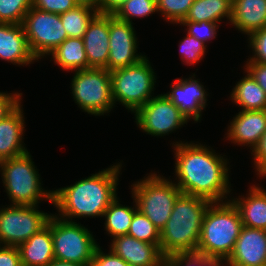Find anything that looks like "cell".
Returning a JSON list of instances; mask_svg holds the SVG:
<instances>
[{
	"label": "cell",
	"mask_w": 266,
	"mask_h": 266,
	"mask_svg": "<svg viewBox=\"0 0 266 266\" xmlns=\"http://www.w3.org/2000/svg\"><path fill=\"white\" fill-rule=\"evenodd\" d=\"M173 147L176 157L175 179L178 178L175 184L182 193L199 196L210 202L228 200L231 184L227 158L215 154V150L201 143L181 141L173 143Z\"/></svg>",
	"instance_id": "1"
},
{
	"label": "cell",
	"mask_w": 266,
	"mask_h": 266,
	"mask_svg": "<svg viewBox=\"0 0 266 266\" xmlns=\"http://www.w3.org/2000/svg\"><path fill=\"white\" fill-rule=\"evenodd\" d=\"M122 164L118 163L75 184L53 191V204L60 218L72 221L80 217H103L117 197V185Z\"/></svg>",
	"instance_id": "2"
},
{
	"label": "cell",
	"mask_w": 266,
	"mask_h": 266,
	"mask_svg": "<svg viewBox=\"0 0 266 266\" xmlns=\"http://www.w3.org/2000/svg\"><path fill=\"white\" fill-rule=\"evenodd\" d=\"M207 199L181 193L175 201L170 218L160 231V251L167 258L172 254L196 252Z\"/></svg>",
	"instance_id": "3"
},
{
	"label": "cell",
	"mask_w": 266,
	"mask_h": 266,
	"mask_svg": "<svg viewBox=\"0 0 266 266\" xmlns=\"http://www.w3.org/2000/svg\"><path fill=\"white\" fill-rule=\"evenodd\" d=\"M226 201L212 202L205 212L196 250L203 256L227 260L233 252L243 224L238 208Z\"/></svg>",
	"instance_id": "4"
},
{
	"label": "cell",
	"mask_w": 266,
	"mask_h": 266,
	"mask_svg": "<svg viewBox=\"0 0 266 266\" xmlns=\"http://www.w3.org/2000/svg\"><path fill=\"white\" fill-rule=\"evenodd\" d=\"M30 152L0 162L2 181L12 205H38L43 199L53 204V191L41 187ZM36 168V169H35Z\"/></svg>",
	"instance_id": "5"
},
{
	"label": "cell",
	"mask_w": 266,
	"mask_h": 266,
	"mask_svg": "<svg viewBox=\"0 0 266 266\" xmlns=\"http://www.w3.org/2000/svg\"><path fill=\"white\" fill-rule=\"evenodd\" d=\"M141 180L131 185L132 198L135 199L138 210L161 231L182 192L175 182L160 174L151 173Z\"/></svg>",
	"instance_id": "6"
},
{
	"label": "cell",
	"mask_w": 266,
	"mask_h": 266,
	"mask_svg": "<svg viewBox=\"0 0 266 266\" xmlns=\"http://www.w3.org/2000/svg\"><path fill=\"white\" fill-rule=\"evenodd\" d=\"M113 102H121L126 109L135 113L153 95L156 83L155 72L146 58L128 67L110 72Z\"/></svg>",
	"instance_id": "7"
},
{
	"label": "cell",
	"mask_w": 266,
	"mask_h": 266,
	"mask_svg": "<svg viewBox=\"0 0 266 266\" xmlns=\"http://www.w3.org/2000/svg\"><path fill=\"white\" fill-rule=\"evenodd\" d=\"M47 225L51 228L55 259L90 264L99 244L88 228L53 214Z\"/></svg>",
	"instance_id": "8"
},
{
	"label": "cell",
	"mask_w": 266,
	"mask_h": 266,
	"mask_svg": "<svg viewBox=\"0 0 266 266\" xmlns=\"http://www.w3.org/2000/svg\"><path fill=\"white\" fill-rule=\"evenodd\" d=\"M71 87L75 103L88 114L104 116L114 108L111 75L105 68L76 70Z\"/></svg>",
	"instance_id": "9"
},
{
	"label": "cell",
	"mask_w": 266,
	"mask_h": 266,
	"mask_svg": "<svg viewBox=\"0 0 266 266\" xmlns=\"http://www.w3.org/2000/svg\"><path fill=\"white\" fill-rule=\"evenodd\" d=\"M38 205H8L0 209V245L18 247L45 228L52 214Z\"/></svg>",
	"instance_id": "10"
},
{
	"label": "cell",
	"mask_w": 266,
	"mask_h": 266,
	"mask_svg": "<svg viewBox=\"0 0 266 266\" xmlns=\"http://www.w3.org/2000/svg\"><path fill=\"white\" fill-rule=\"evenodd\" d=\"M23 27L32 55L36 60L46 57L66 38L60 14L45 12L31 7L26 13Z\"/></svg>",
	"instance_id": "11"
},
{
	"label": "cell",
	"mask_w": 266,
	"mask_h": 266,
	"mask_svg": "<svg viewBox=\"0 0 266 266\" xmlns=\"http://www.w3.org/2000/svg\"><path fill=\"white\" fill-rule=\"evenodd\" d=\"M134 114L137 126L152 136L162 137L189 121L164 94L152 97Z\"/></svg>",
	"instance_id": "12"
},
{
	"label": "cell",
	"mask_w": 266,
	"mask_h": 266,
	"mask_svg": "<svg viewBox=\"0 0 266 266\" xmlns=\"http://www.w3.org/2000/svg\"><path fill=\"white\" fill-rule=\"evenodd\" d=\"M132 24L109 15V58L108 71L124 68L138 63L145 55L137 52V37Z\"/></svg>",
	"instance_id": "13"
},
{
	"label": "cell",
	"mask_w": 266,
	"mask_h": 266,
	"mask_svg": "<svg viewBox=\"0 0 266 266\" xmlns=\"http://www.w3.org/2000/svg\"><path fill=\"white\" fill-rule=\"evenodd\" d=\"M228 266H266V230L243 226Z\"/></svg>",
	"instance_id": "14"
},
{
	"label": "cell",
	"mask_w": 266,
	"mask_h": 266,
	"mask_svg": "<svg viewBox=\"0 0 266 266\" xmlns=\"http://www.w3.org/2000/svg\"><path fill=\"white\" fill-rule=\"evenodd\" d=\"M177 79L170 86L171 92L164 94L190 120L198 122L206 107L208 96L204 86L195 77Z\"/></svg>",
	"instance_id": "15"
},
{
	"label": "cell",
	"mask_w": 266,
	"mask_h": 266,
	"mask_svg": "<svg viewBox=\"0 0 266 266\" xmlns=\"http://www.w3.org/2000/svg\"><path fill=\"white\" fill-rule=\"evenodd\" d=\"M227 131L229 141L249 146L253 151L266 131V110L239 111Z\"/></svg>",
	"instance_id": "16"
},
{
	"label": "cell",
	"mask_w": 266,
	"mask_h": 266,
	"mask_svg": "<svg viewBox=\"0 0 266 266\" xmlns=\"http://www.w3.org/2000/svg\"><path fill=\"white\" fill-rule=\"evenodd\" d=\"M110 250L130 266H158L165 259L156 244L141 241L129 235L114 237Z\"/></svg>",
	"instance_id": "17"
},
{
	"label": "cell",
	"mask_w": 266,
	"mask_h": 266,
	"mask_svg": "<svg viewBox=\"0 0 266 266\" xmlns=\"http://www.w3.org/2000/svg\"><path fill=\"white\" fill-rule=\"evenodd\" d=\"M89 68H105L109 58V15L97 14L83 36Z\"/></svg>",
	"instance_id": "18"
},
{
	"label": "cell",
	"mask_w": 266,
	"mask_h": 266,
	"mask_svg": "<svg viewBox=\"0 0 266 266\" xmlns=\"http://www.w3.org/2000/svg\"><path fill=\"white\" fill-rule=\"evenodd\" d=\"M0 59L22 66L36 61L29 49L23 24L0 23Z\"/></svg>",
	"instance_id": "19"
},
{
	"label": "cell",
	"mask_w": 266,
	"mask_h": 266,
	"mask_svg": "<svg viewBox=\"0 0 266 266\" xmlns=\"http://www.w3.org/2000/svg\"><path fill=\"white\" fill-rule=\"evenodd\" d=\"M21 103L0 120V162L28 152L23 145L24 117Z\"/></svg>",
	"instance_id": "20"
},
{
	"label": "cell",
	"mask_w": 266,
	"mask_h": 266,
	"mask_svg": "<svg viewBox=\"0 0 266 266\" xmlns=\"http://www.w3.org/2000/svg\"><path fill=\"white\" fill-rule=\"evenodd\" d=\"M229 23L248 36L266 27V0H232Z\"/></svg>",
	"instance_id": "21"
},
{
	"label": "cell",
	"mask_w": 266,
	"mask_h": 266,
	"mask_svg": "<svg viewBox=\"0 0 266 266\" xmlns=\"http://www.w3.org/2000/svg\"><path fill=\"white\" fill-rule=\"evenodd\" d=\"M17 248L22 266H49L55 259L51 228L48 225Z\"/></svg>",
	"instance_id": "22"
},
{
	"label": "cell",
	"mask_w": 266,
	"mask_h": 266,
	"mask_svg": "<svg viewBox=\"0 0 266 266\" xmlns=\"http://www.w3.org/2000/svg\"><path fill=\"white\" fill-rule=\"evenodd\" d=\"M238 208L243 226L266 230V190L251 186L247 197L231 200Z\"/></svg>",
	"instance_id": "23"
},
{
	"label": "cell",
	"mask_w": 266,
	"mask_h": 266,
	"mask_svg": "<svg viewBox=\"0 0 266 266\" xmlns=\"http://www.w3.org/2000/svg\"><path fill=\"white\" fill-rule=\"evenodd\" d=\"M49 55L62 70L88 69V59L82 38L68 37Z\"/></svg>",
	"instance_id": "24"
},
{
	"label": "cell",
	"mask_w": 266,
	"mask_h": 266,
	"mask_svg": "<svg viewBox=\"0 0 266 266\" xmlns=\"http://www.w3.org/2000/svg\"><path fill=\"white\" fill-rule=\"evenodd\" d=\"M246 76L237 82L230 94L232 102L242 110H266V93L245 70Z\"/></svg>",
	"instance_id": "25"
},
{
	"label": "cell",
	"mask_w": 266,
	"mask_h": 266,
	"mask_svg": "<svg viewBox=\"0 0 266 266\" xmlns=\"http://www.w3.org/2000/svg\"><path fill=\"white\" fill-rule=\"evenodd\" d=\"M225 17L231 21L232 0H195L183 21L220 23Z\"/></svg>",
	"instance_id": "26"
},
{
	"label": "cell",
	"mask_w": 266,
	"mask_h": 266,
	"mask_svg": "<svg viewBox=\"0 0 266 266\" xmlns=\"http://www.w3.org/2000/svg\"><path fill=\"white\" fill-rule=\"evenodd\" d=\"M118 199L116 197L103 213L105 229L112 238L127 235L134 213L138 210L135 199V208L121 205Z\"/></svg>",
	"instance_id": "27"
},
{
	"label": "cell",
	"mask_w": 266,
	"mask_h": 266,
	"mask_svg": "<svg viewBox=\"0 0 266 266\" xmlns=\"http://www.w3.org/2000/svg\"><path fill=\"white\" fill-rule=\"evenodd\" d=\"M97 14L98 11L91 7L77 5L60 14V18L68 37L83 38L88 24Z\"/></svg>",
	"instance_id": "28"
},
{
	"label": "cell",
	"mask_w": 266,
	"mask_h": 266,
	"mask_svg": "<svg viewBox=\"0 0 266 266\" xmlns=\"http://www.w3.org/2000/svg\"><path fill=\"white\" fill-rule=\"evenodd\" d=\"M127 235L141 241L156 244L160 248V231L139 210L134 213Z\"/></svg>",
	"instance_id": "29"
},
{
	"label": "cell",
	"mask_w": 266,
	"mask_h": 266,
	"mask_svg": "<svg viewBox=\"0 0 266 266\" xmlns=\"http://www.w3.org/2000/svg\"><path fill=\"white\" fill-rule=\"evenodd\" d=\"M158 12L156 0H128L114 15L118 20L132 23V18H144Z\"/></svg>",
	"instance_id": "30"
},
{
	"label": "cell",
	"mask_w": 266,
	"mask_h": 266,
	"mask_svg": "<svg viewBox=\"0 0 266 266\" xmlns=\"http://www.w3.org/2000/svg\"><path fill=\"white\" fill-rule=\"evenodd\" d=\"M32 0H0V23L23 24Z\"/></svg>",
	"instance_id": "31"
},
{
	"label": "cell",
	"mask_w": 266,
	"mask_h": 266,
	"mask_svg": "<svg viewBox=\"0 0 266 266\" xmlns=\"http://www.w3.org/2000/svg\"><path fill=\"white\" fill-rule=\"evenodd\" d=\"M195 0H156L157 10L167 22L180 24Z\"/></svg>",
	"instance_id": "32"
},
{
	"label": "cell",
	"mask_w": 266,
	"mask_h": 266,
	"mask_svg": "<svg viewBox=\"0 0 266 266\" xmlns=\"http://www.w3.org/2000/svg\"><path fill=\"white\" fill-rule=\"evenodd\" d=\"M166 260L168 266H224L227 264L225 259L209 258L197 252L172 254Z\"/></svg>",
	"instance_id": "33"
},
{
	"label": "cell",
	"mask_w": 266,
	"mask_h": 266,
	"mask_svg": "<svg viewBox=\"0 0 266 266\" xmlns=\"http://www.w3.org/2000/svg\"><path fill=\"white\" fill-rule=\"evenodd\" d=\"M206 46L203 42L187 33V36L179 44L181 60L187 65L198 63L206 52Z\"/></svg>",
	"instance_id": "34"
},
{
	"label": "cell",
	"mask_w": 266,
	"mask_h": 266,
	"mask_svg": "<svg viewBox=\"0 0 266 266\" xmlns=\"http://www.w3.org/2000/svg\"><path fill=\"white\" fill-rule=\"evenodd\" d=\"M180 25L187 26V33L204 44L216 37L217 29L220 26L218 23L208 21H182Z\"/></svg>",
	"instance_id": "35"
},
{
	"label": "cell",
	"mask_w": 266,
	"mask_h": 266,
	"mask_svg": "<svg viewBox=\"0 0 266 266\" xmlns=\"http://www.w3.org/2000/svg\"><path fill=\"white\" fill-rule=\"evenodd\" d=\"M248 40L254 55H252L247 62H259L266 64V27L253 32L248 37Z\"/></svg>",
	"instance_id": "36"
},
{
	"label": "cell",
	"mask_w": 266,
	"mask_h": 266,
	"mask_svg": "<svg viewBox=\"0 0 266 266\" xmlns=\"http://www.w3.org/2000/svg\"><path fill=\"white\" fill-rule=\"evenodd\" d=\"M76 6L74 0H32V7L55 14L65 13Z\"/></svg>",
	"instance_id": "37"
},
{
	"label": "cell",
	"mask_w": 266,
	"mask_h": 266,
	"mask_svg": "<svg viewBox=\"0 0 266 266\" xmlns=\"http://www.w3.org/2000/svg\"><path fill=\"white\" fill-rule=\"evenodd\" d=\"M90 266H130L121 257L116 255L112 250L109 253H104L98 245L93 259L89 264Z\"/></svg>",
	"instance_id": "38"
},
{
	"label": "cell",
	"mask_w": 266,
	"mask_h": 266,
	"mask_svg": "<svg viewBox=\"0 0 266 266\" xmlns=\"http://www.w3.org/2000/svg\"><path fill=\"white\" fill-rule=\"evenodd\" d=\"M22 93L0 92V120L10 114L20 103Z\"/></svg>",
	"instance_id": "39"
},
{
	"label": "cell",
	"mask_w": 266,
	"mask_h": 266,
	"mask_svg": "<svg viewBox=\"0 0 266 266\" xmlns=\"http://www.w3.org/2000/svg\"><path fill=\"white\" fill-rule=\"evenodd\" d=\"M0 266H22L17 247L0 245Z\"/></svg>",
	"instance_id": "40"
},
{
	"label": "cell",
	"mask_w": 266,
	"mask_h": 266,
	"mask_svg": "<svg viewBox=\"0 0 266 266\" xmlns=\"http://www.w3.org/2000/svg\"><path fill=\"white\" fill-rule=\"evenodd\" d=\"M245 70L248 71L266 93V64L259 62H246Z\"/></svg>",
	"instance_id": "41"
},
{
	"label": "cell",
	"mask_w": 266,
	"mask_h": 266,
	"mask_svg": "<svg viewBox=\"0 0 266 266\" xmlns=\"http://www.w3.org/2000/svg\"><path fill=\"white\" fill-rule=\"evenodd\" d=\"M251 155H253L256 172H258L266 164V131Z\"/></svg>",
	"instance_id": "42"
},
{
	"label": "cell",
	"mask_w": 266,
	"mask_h": 266,
	"mask_svg": "<svg viewBox=\"0 0 266 266\" xmlns=\"http://www.w3.org/2000/svg\"><path fill=\"white\" fill-rule=\"evenodd\" d=\"M128 0H102L98 14L115 15Z\"/></svg>",
	"instance_id": "43"
},
{
	"label": "cell",
	"mask_w": 266,
	"mask_h": 266,
	"mask_svg": "<svg viewBox=\"0 0 266 266\" xmlns=\"http://www.w3.org/2000/svg\"><path fill=\"white\" fill-rule=\"evenodd\" d=\"M77 5L88 6L98 11L102 0H74Z\"/></svg>",
	"instance_id": "44"
},
{
	"label": "cell",
	"mask_w": 266,
	"mask_h": 266,
	"mask_svg": "<svg viewBox=\"0 0 266 266\" xmlns=\"http://www.w3.org/2000/svg\"><path fill=\"white\" fill-rule=\"evenodd\" d=\"M49 266H90L89 264H80L75 262H67L58 259H54Z\"/></svg>",
	"instance_id": "45"
},
{
	"label": "cell",
	"mask_w": 266,
	"mask_h": 266,
	"mask_svg": "<svg viewBox=\"0 0 266 266\" xmlns=\"http://www.w3.org/2000/svg\"><path fill=\"white\" fill-rule=\"evenodd\" d=\"M257 175H259V177H265L266 176V164L258 171Z\"/></svg>",
	"instance_id": "46"
},
{
	"label": "cell",
	"mask_w": 266,
	"mask_h": 266,
	"mask_svg": "<svg viewBox=\"0 0 266 266\" xmlns=\"http://www.w3.org/2000/svg\"><path fill=\"white\" fill-rule=\"evenodd\" d=\"M158 266H168L166 258Z\"/></svg>",
	"instance_id": "47"
}]
</instances>
